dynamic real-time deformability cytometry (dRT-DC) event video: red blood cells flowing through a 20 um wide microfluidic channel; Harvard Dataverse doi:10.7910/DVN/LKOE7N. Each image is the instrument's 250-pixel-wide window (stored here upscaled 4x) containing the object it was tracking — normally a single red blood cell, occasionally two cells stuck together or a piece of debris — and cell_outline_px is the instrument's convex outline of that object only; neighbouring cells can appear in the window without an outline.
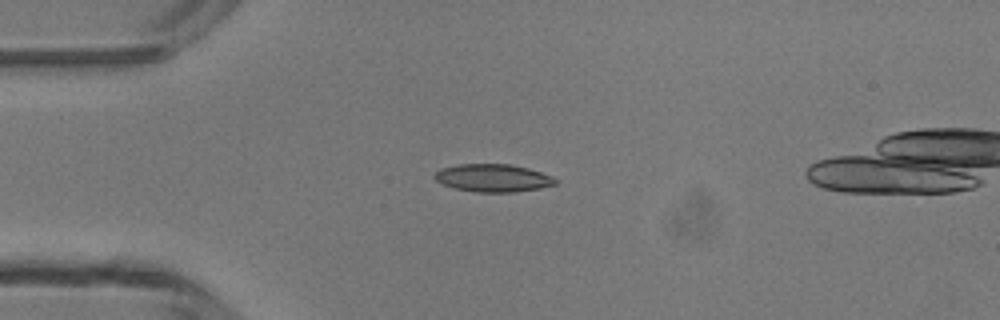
{"species": "common noctule bat (a hibernating species)", "species_latin": "Nyctalus noctula", "temperature_condition": "room temperature", "stored_images_in_passage": 3, "camera_frame_rate_fps": 3000, "um_per_image_px": 0.085, "animal": {"sex": "male", "body_mass_g": 13.3}, "frame": {"image": 1, "passage_image": 2, "time_ms": 2.0, "image_size_px": [1000, 320], "cell_outline_px": [[556, 184], [540, 188], [516, 192], [476, 192], [452, 188], [436, 180], [432, 176], [440, 168], [456, 164], [508, 164], [528, 168], [552, 176], [556, 180]], "centroid_in_image_um": [41.87, 15.13], "position_along_channel_um": 43.1, "area_um2": 19.59}}